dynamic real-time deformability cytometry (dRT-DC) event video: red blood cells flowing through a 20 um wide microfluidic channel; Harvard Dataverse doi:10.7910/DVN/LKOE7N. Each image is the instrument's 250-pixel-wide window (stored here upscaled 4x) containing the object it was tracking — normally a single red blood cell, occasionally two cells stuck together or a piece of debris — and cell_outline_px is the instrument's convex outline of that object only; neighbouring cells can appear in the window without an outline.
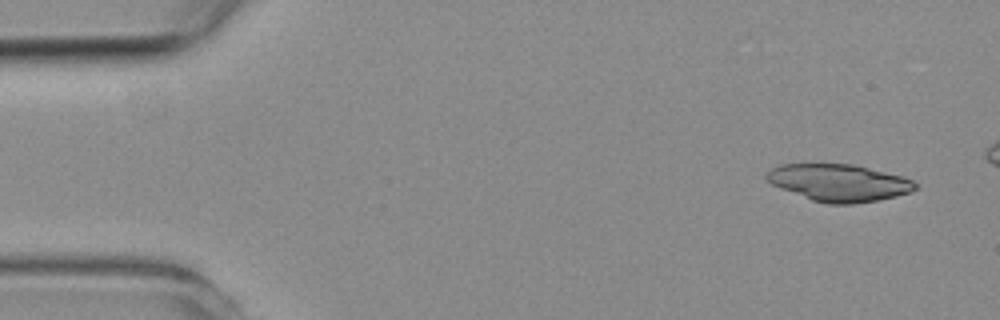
{"species": "common noctule bat (a hibernating species)", "species_latin": "Nyctalus noctula", "temperature_condition": "room temperature", "stored_images_in_passage": 5, "camera_frame_rate_fps": 3000, "um_per_image_px": 0.085, "animal": {"sex": "female", "body_mass_g": 19.3, "forearm_length_mm": 54.1}, "frame": {"image": 1, "passage_image": 1, "time_ms": 0.0, "image_size_px": [1000, 320], "cell_outline_px": [[916, 188], [912, 192], [896, 196], [876, 200], [852, 204], [828, 204], [812, 200], [780, 188], [772, 184], [764, 176], [772, 168], [780, 164], [852, 164], [904, 176], [912, 180], [916, 184]], "centroid_in_image_um": [71.32, 15.53], "position_along_channel_um": 13.7, "area_um2": 32.02}}